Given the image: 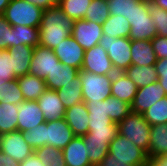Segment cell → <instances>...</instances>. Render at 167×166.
<instances>
[{
    "instance_id": "obj_1",
    "label": "cell",
    "mask_w": 167,
    "mask_h": 166,
    "mask_svg": "<svg viewBox=\"0 0 167 166\" xmlns=\"http://www.w3.org/2000/svg\"><path fill=\"white\" fill-rule=\"evenodd\" d=\"M73 27L74 20L59 6L44 10L39 25V45L54 49L62 40L71 36Z\"/></svg>"
},
{
    "instance_id": "obj_2",
    "label": "cell",
    "mask_w": 167,
    "mask_h": 166,
    "mask_svg": "<svg viewBox=\"0 0 167 166\" xmlns=\"http://www.w3.org/2000/svg\"><path fill=\"white\" fill-rule=\"evenodd\" d=\"M118 133L144 150L149 151L151 125L143 114L130 112L121 122L117 123Z\"/></svg>"
},
{
    "instance_id": "obj_3",
    "label": "cell",
    "mask_w": 167,
    "mask_h": 166,
    "mask_svg": "<svg viewBox=\"0 0 167 166\" xmlns=\"http://www.w3.org/2000/svg\"><path fill=\"white\" fill-rule=\"evenodd\" d=\"M43 10L25 0H10L2 16L11 25L39 27Z\"/></svg>"
},
{
    "instance_id": "obj_4",
    "label": "cell",
    "mask_w": 167,
    "mask_h": 166,
    "mask_svg": "<svg viewBox=\"0 0 167 166\" xmlns=\"http://www.w3.org/2000/svg\"><path fill=\"white\" fill-rule=\"evenodd\" d=\"M83 102L104 101L111 96L113 75H97L88 71L79 72Z\"/></svg>"
},
{
    "instance_id": "obj_5",
    "label": "cell",
    "mask_w": 167,
    "mask_h": 166,
    "mask_svg": "<svg viewBox=\"0 0 167 166\" xmlns=\"http://www.w3.org/2000/svg\"><path fill=\"white\" fill-rule=\"evenodd\" d=\"M131 39L102 36L99 44L107 51L115 72H124L131 66Z\"/></svg>"
},
{
    "instance_id": "obj_6",
    "label": "cell",
    "mask_w": 167,
    "mask_h": 166,
    "mask_svg": "<svg viewBox=\"0 0 167 166\" xmlns=\"http://www.w3.org/2000/svg\"><path fill=\"white\" fill-rule=\"evenodd\" d=\"M109 153L131 166H145L149 163L146 152L119 133L111 141Z\"/></svg>"
},
{
    "instance_id": "obj_7",
    "label": "cell",
    "mask_w": 167,
    "mask_h": 166,
    "mask_svg": "<svg viewBox=\"0 0 167 166\" xmlns=\"http://www.w3.org/2000/svg\"><path fill=\"white\" fill-rule=\"evenodd\" d=\"M130 26L129 38L131 40L151 41L157 35V29L150 17L148 1L142 0L135 7V14L133 15Z\"/></svg>"
},
{
    "instance_id": "obj_8",
    "label": "cell",
    "mask_w": 167,
    "mask_h": 166,
    "mask_svg": "<svg viewBox=\"0 0 167 166\" xmlns=\"http://www.w3.org/2000/svg\"><path fill=\"white\" fill-rule=\"evenodd\" d=\"M0 150L18 163L34 153V149L27 144L22 132L18 130L0 135Z\"/></svg>"
},
{
    "instance_id": "obj_9",
    "label": "cell",
    "mask_w": 167,
    "mask_h": 166,
    "mask_svg": "<svg viewBox=\"0 0 167 166\" xmlns=\"http://www.w3.org/2000/svg\"><path fill=\"white\" fill-rule=\"evenodd\" d=\"M81 70L97 75H113L115 73L107 51L100 44L85 51Z\"/></svg>"
},
{
    "instance_id": "obj_10",
    "label": "cell",
    "mask_w": 167,
    "mask_h": 166,
    "mask_svg": "<svg viewBox=\"0 0 167 166\" xmlns=\"http://www.w3.org/2000/svg\"><path fill=\"white\" fill-rule=\"evenodd\" d=\"M71 36L86 51L98 45L103 36L102 24L90 20H75Z\"/></svg>"
},
{
    "instance_id": "obj_11",
    "label": "cell",
    "mask_w": 167,
    "mask_h": 166,
    "mask_svg": "<svg viewBox=\"0 0 167 166\" xmlns=\"http://www.w3.org/2000/svg\"><path fill=\"white\" fill-rule=\"evenodd\" d=\"M59 62L53 49L38 45L34 47L29 74L45 79Z\"/></svg>"
},
{
    "instance_id": "obj_12",
    "label": "cell",
    "mask_w": 167,
    "mask_h": 166,
    "mask_svg": "<svg viewBox=\"0 0 167 166\" xmlns=\"http://www.w3.org/2000/svg\"><path fill=\"white\" fill-rule=\"evenodd\" d=\"M165 96H167L165 90L158 81L140 87L131 104V110L135 113L144 114L148 108Z\"/></svg>"
},
{
    "instance_id": "obj_13",
    "label": "cell",
    "mask_w": 167,
    "mask_h": 166,
    "mask_svg": "<svg viewBox=\"0 0 167 166\" xmlns=\"http://www.w3.org/2000/svg\"><path fill=\"white\" fill-rule=\"evenodd\" d=\"M53 52L64 65L71 66L78 70L82 69L85 50L72 36L62 40V43L55 47Z\"/></svg>"
},
{
    "instance_id": "obj_14",
    "label": "cell",
    "mask_w": 167,
    "mask_h": 166,
    "mask_svg": "<svg viewBox=\"0 0 167 166\" xmlns=\"http://www.w3.org/2000/svg\"><path fill=\"white\" fill-rule=\"evenodd\" d=\"M75 137L64 118L46 122L45 143L63 150Z\"/></svg>"
},
{
    "instance_id": "obj_15",
    "label": "cell",
    "mask_w": 167,
    "mask_h": 166,
    "mask_svg": "<svg viewBox=\"0 0 167 166\" xmlns=\"http://www.w3.org/2000/svg\"><path fill=\"white\" fill-rule=\"evenodd\" d=\"M18 109V131L24 132L46 122L37 101L24 100Z\"/></svg>"
},
{
    "instance_id": "obj_16",
    "label": "cell",
    "mask_w": 167,
    "mask_h": 166,
    "mask_svg": "<svg viewBox=\"0 0 167 166\" xmlns=\"http://www.w3.org/2000/svg\"><path fill=\"white\" fill-rule=\"evenodd\" d=\"M64 120L75 136H84L89 132V112L84 102L66 108Z\"/></svg>"
},
{
    "instance_id": "obj_17",
    "label": "cell",
    "mask_w": 167,
    "mask_h": 166,
    "mask_svg": "<svg viewBox=\"0 0 167 166\" xmlns=\"http://www.w3.org/2000/svg\"><path fill=\"white\" fill-rule=\"evenodd\" d=\"M46 122L64 118L65 107L58 97L57 91L47 89L37 100Z\"/></svg>"
},
{
    "instance_id": "obj_18",
    "label": "cell",
    "mask_w": 167,
    "mask_h": 166,
    "mask_svg": "<svg viewBox=\"0 0 167 166\" xmlns=\"http://www.w3.org/2000/svg\"><path fill=\"white\" fill-rule=\"evenodd\" d=\"M83 136H75L62 150L66 166H92Z\"/></svg>"
},
{
    "instance_id": "obj_19",
    "label": "cell",
    "mask_w": 167,
    "mask_h": 166,
    "mask_svg": "<svg viewBox=\"0 0 167 166\" xmlns=\"http://www.w3.org/2000/svg\"><path fill=\"white\" fill-rule=\"evenodd\" d=\"M138 87L123 72H115L111 83V96L132 104Z\"/></svg>"
},
{
    "instance_id": "obj_20",
    "label": "cell",
    "mask_w": 167,
    "mask_h": 166,
    "mask_svg": "<svg viewBox=\"0 0 167 166\" xmlns=\"http://www.w3.org/2000/svg\"><path fill=\"white\" fill-rule=\"evenodd\" d=\"M8 51L12 58L13 74L16 78L29 74L34 47L19 44L17 47H9Z\"/></svg>"
},
{
    "instance_id": "obj_21",
    "label": "cell",
    "mask_w": 167,
    "mask_h": 166,
    "mask_svg": "<svg viewBox=\"0 0 167 166\" xmlns=\"http://www.w3.org/2000/svg\"><path fill=\"white\" fill-rule=\"evenodd\" d=\"M155 51L149 40L131 41V65L137 66H155Z\"/></svg>"
},
{
    "instance_id": "obj_22",
    "label": "cell",
    "mask_w": 167,
    "mask_h": 166,
    "mask_svg": "<svg viewBox=\"0 0 167 166\" xmlns=\"http://www.w3.org/2000/svg\"><path fill=\"white\" fill-rule=\"evenodd\" d=\"M80 70L59 62L50 74L44 79L47 89L59 90L79 75Z\"/></svg>"
},
{
    "instance_id": "obj_23",
    "label": "cell",
    "mask_w": 167,
    "mask_h": 166,
    "mask_svg": "<svg viewBox=\"0 0 167 166\" xmlns=\"http://www.w3.org/2000/svg\"><path fill=\"white\" fill-rule=\"evenodd\" d=\"M18 85L22 91L24 100L37 101L38 98L47 90L44 79L34 75L26 74L17 78Z\"/></svg>"
},
{
    "instance_id": "obj_24",
    "label": "cell",
    "mask_w": 167,
    "mask_h": 166,
    "mask_svg": "<svg viewBox=\"0 0 167 166\" xmlns=\"http://www.w3.org/2000/svg\"><path fill=\"white\" fill-rule=\"evenodd\" d=\"M167 151V123L151 126L149 160L158 159Z\"/></svg>"
},
{
    "instance_id": "obj_25",
    "label": "cell",
    "mask_w": 167,
    "mask_h": 166,
    "mask_svg": "<svg viewBox=\"0 0 167 166\" xmlns=\"http://www.w3.org/2000/svg\"><path fill=\"white\" fill-rule=\"evenodd\" d=\"M89 112V129L109 127L114 122L109 118L107 99L97 102H84Z\"/></svg>"
},
{
    "instance_id": "obj_26",
    "label": "cell",
    "mask_w": 167,
    "mask_h": 166,
    "mask_svg": "<svg viewBox=\"0 0 167 166\" xmlns=\"http://www.w3.org/2000/svg\"><path fill=\"white\" fill-rule=\"evenodd\" d=\"M123 73L127 75L138 88L158 81L155 66L140 67L131 65Z\"/></svg>"
},
{
    "instance_id": "obj_27",
    "label": "cell",
    "mask_w": 167,
    "mask_h": 166,
    "mask_svg": "<svg viewBox=\"0 0 167 166\" xmlns=\"http://www.w3.org/2000/svg\"><path fill=\"white\" fill-rule=\"evenodd\" d=\"M12 47L21 45H28L36 47L39 45V27H29L15 25L12 26Z\"/></svg>"
},
{
    "instance_id": "obj_28",
    "label": "cell",
    "mask_w": 167,
    "mask_h": 166,
    "mask_svg": "<svg viewBox=\"0 0 167 166\" xmlns=\"http://www.w3.org/2000/svg\"><path fill=\"white\" fill-rule=\"evenodd\" d=\"M57 94L65 109L83 102L80 75L70 81L69 84L57 90Z\"/></svg>"
},
{
    "instance_id": "obj_29",
    "label": "cell",
    "mask_w": 167,
    "mask_h": 166,
    "mask_svg": "<svg viewBox=\"0 0 167 166\" xmlns=\"http://www.w3.org/2000/svg\"><path fill=\"white\" fill-rule=\"evenodd\" d=\"M130 23L125 17L110 15L102 24L103 35L108 37H127L130 34Z\"/></svg>"
},
{
    "instance_id": "obj_30",
    "label": "cell",
    "mask_w": 167,
    "mask_h": 166,
    "mask_svg": "<svg viewBox=\"0 0 167 166\" xmlns=\"http://www.w3.org/2000/svg\"><path fill=\"white\" fill-rule=\"evenodd\" d=\"M18 105L0 102V135L17 130Z\"/></svg>"
},
{
    "instance_id": "obj_31",
    "label": "cell",
    "mask_w": 167,
    "mask_h": 166,
    "mask_svg": "<svg viewBox=\"0 0 167 166\" xmlns=\"http://www.w3.org/2000/svg\"><path fill=\"white\" fill-rule=\"evenodd\" d=\"M90 3L91 0H59L58 6L70 19L75 21L85 19Z\"/></svg>"
},
{
    "instance_id": "obj_32",
    "label": "cell",
    "mask_w": 167,
    "mask_h": 166,
    "mask_svg": "<svg viewBox=\"0 0 167 166\" xmlns=\"http://www.w3.org/2000/svg\"><path fill=\"white\" fill-rule=\"evenodd\" d=\"M142 0H107L110 15L122 16L131 24L133 15L135 14V7H137Z\"/></svg>"
},
{
    "instance_id": "obj_33",
    "label": "cell",
    "mask_w": 167,
    "mask_h": 166,
    "mask_svg": "<svg viewBox=\"0 0 167 166\" xmlns=\"http://www.w3.org/2000/svg\"><path fill=\"white\" fill-rule=\"evenodd\" d=\"M44 166H66L62 150L53 146H42L34 150Z\"/></svg>"
},
{
    "instance_id": "obj_34",
    "label": "cell",
    "mask_w": 167,
    "mask_h": 166,
    "mask_svg": "<svg viewBox=\"0 0 167 166\" xmlns=\"http://www.w3.org/2000/svg\"><path fill=\"white\" fill-rule=\"evenodd\" d=\"M143 116L151 126L167 123V96L148 108Z\"/></svg>"
},
{
    "instance_id": "obj_35",
    "label": "cell",
    "mask_w": 167,
    "mask_h": 166,
    "mask_svg": "<svg viewBox=\"0 0 167 166\" xmlns=\"http://www.w3.org/2000/svg\"><path fill=\"white\" fill-rule=\"evenodd\" d=\"M24 101L17 79L0 86V102L19 105Z\"/></svg>"
},
{
    "instance_id": "obj_36",
    "label": "cell",
    "mask_w": 167,
    "mask_h": 166,
    "mask_svg": "<svg viewBox=\"0 0 167 166\" xmlns=\"http://www.w3.org/2000/svg\"><path fill=\"white\" fill-rule=\"evenodd\" d=\"M110 16L107 0H91L87 8L85 20L103 24Z\"/></svg>"
},
{
    "instance_id": "obj_37",
    "label": "cell",
    "mask_w": 167,
    "mask_h": 166,
    "mask_svg": "<svg viewBox=\"0 0 167 166\" xmlns=\"http://www.w3.org/2000/svg\"><path fill=\"white\" fill-rule=\"evenodd\" d=\"M86 150L90 153L88 155L92 166H97L104 157L109 153L110 143L107 141L98 140H84Z\"/></svg>"
},
{
    "instance_id": "obj_38",
    "label": "cell",
    "mask_w": 167,
    "mask_h": 166,
    "mask_svg": "<svg viewBox=\"0 0 167 166\" xmlns=\"http://www.w3.org/2000/svg\"><path fill=\"white\" fill-rule=\"evenodd\" d=\"M109 118L116 123L121 122L132 110L131 104L110 96L107 98Z\"/></svg>"
},
{
    "instance_id": "obj_39",
    "label": "cell",
    "mask_w": 167,
    "mask_h": 166,
    "mask_svg": "<svg viewBox=\"0 0 167 166\" xmlns=\"http://www.w3.org/2000/svg\"><path fill=\"white\" fill-rule=\"evenodd\" d=\"M118 134V126L117 123L109 125V127H100L89 129V132L83 136L84 140H98V141H107L111 143V141Z\"/></svg>"
},
{
    "instance_id": "obj_40",
    "label": "cell",
    "mask_w": 167,
    "mask_h": 166,
    "mask_svg": "<svg viewBox=\"0 0 167 166\" xmlns=\"http://www.w3.org/2000/svg\"><path fill=\"white\" fill-rule=\"evenodd\" d=\"M149 13L157 35L167 37V11L149 2Z\"/></svg>"
},
{
    "instance_id": "obj_41",
    "label": "cell",
    "mask_w": 167,
    "mask_h": 166,
    "mask_svg": "<svg viewBox=\"0 0 167 166\" xmlns=\"http://www.w3.org/2000/svg\"><path fill=\"white\" fill-rule=\"evenodd\" d=\"M45 129H46V122L40 124L37 127H34L33 129L22 132L25 141L34 150L39 147L46 146Z\"/></svg>"
},
{
    "instance_id": "obj_42",
    "label": "cell",
    "mask_w": 167,
    "mask_h": 166,
    "mask_svg": "<svg viewBox=\"0 0 167 166\" xmlns=\"http://www.w3.org/2000/svg\"><path fill=\"white\" fill-rule=\"evenodd\" d=\"M17 79L13 74L12 58L8 49L0 50V80L12 81Z\"/></svg>"
},
{
    "instance_id": "obj_43",
    "label": "cell",
    "mask_w": 167,
    "mask_h": 166,
    "mask_svg": "<svg viewBox=\"0 0 167 166\" xmlns=\"http://www.w3.org/2000/svg\"><path fill=\"white\" fill-rule=\"evenodd\" d=\"M12 26L0 15V50L12 47Z\"/></svg>"
},
{
    "instance_id": "obj_44",
    "label": "cell",
    "mask_w": 167,
    "mask_h": 166,
    "mask_svg": "<svg viewBox=\"0 0 167 166\" xmlns=\"http://www.w3.org/2000/svg\"><path fill=\"white\" fill-rule=\"evenodd\" d=\"M151 44L157 59L167 58V37L156 35Z\"/></svg>"
},
{
    "instance_id": "obj_45",
    "label": "cell",
    "mask_w": 167,
    "mask_h": 166,
    "mask_svg": "<svg viewBox=\"0 0 167 166\" xmlns=\"http://www.w3.org/2000/svg\"><path fill=\"white\" fill-rule=\"evenodd\" d=\"M155 68L158 76V82L164 88L167 95V58L157 59Z\"/></svg>"
},
{
    "instance_id": "obj_46",
    "label": "cell",
    "mask_w": 167,
    "mask_h": 166,
    "mask_svg": "<svg viewBox=\"0 0 167 166\" xmlns=\"http://www.w3.org/2000/svg\"><path fill=\"white\" fill-rule=\"evenodd\" d=\"M28 3H31L32 5H35L36 7L41 8L43 11L48 8H53L58 6L59 0H25Z\"/></svg>"
},
{
    "instance_id": "obj_47",
    "label": "cell",
    "mask_w": 167,
    "mask_h": 166,
    "mask_svg": "<svg viewBox=\"0 0 167 166\" xmlns=\"http://www.w3.org/2000/svg\"><path fill=\"white\" fill-rule=\"evenodd\" d=\"M97 166H131V165L125 164V161H120L119 159H115L113 155L108 153Z\"/></svg>"
},
{
    "instance_id": "obj_48",
    "label": "cell",
    "mask_w": 167,
    "mask_h": 166,
    "mask_svg": "<svg viewBox=\"0 0 167 166\" xmlns=\"http://www.w3.org/2000/svg\"><path fill=\"white\" fill-rule=\"evenodd\" d=\"M19 166H44V165L41 163V160L34 152L32 155H30L24 161L19 163Z\"/></svg>"
},
{
    "instance_id": "obj_49",
    "label": "cell",
    "mask_w": 167,
    "mask_h": 166,
    "mask_svg": "<svg viewBox=\"0 0 167 166\" xmlns=\"http://www.w3.org/2000/svg\"><path fill=\"white\" fill-rule=\"evenodd\" d=\"M0 166H19V163L0 150Z\"/></svg>"
},
{
    "instance_id": "obj_50",
    "label": "cell",
    "mask_w": 167,
    "mask_h": 166,
    "mask_svg": "<svg viewBox=\"0 0 167 166\" xmlns=\"http://www.w3.org/2000/svg\"><path fill=\"white\" fill-rule=\"evenodd\" d=\"M151 3L167 11V0H153Z\"/></svg>"
},
{
    "instance_id": "obj_51",
    "label": "cell",
    "mask_w": 167,
    "mask_h": 166,
    "mask_svg": "<svg viewBox=\"0 0 167 166\" xmlns=\"http://www.w3.org/2000/svg\"><path fill=\"white\" fill-rule=\"evenodd\" d=\"M148 164L150 166H167V162L161 161L159 158L158 159L149 160Z\"/></svg>"
},
{
    "instance_id": "obj_52",
    "label": "cell",
    "mask_w": 167,
    "mask_h": 166,
    "mask_svg": "<svg viewBox=\"0 0 167 166\" xmlns=\"http://www.w3.org/2000/svg\"><path fill=\"white\" fill-rule=\"evenodd\" d=\"M10 0H0V15L4 12L5 8L9 5Z\"/></svg>"
},
{
    "instance_id": "obj_53",
    "label": "cell",
    "mask_w": 167,
    "mask_h": 166,
    "mask_svg": "<svg viewBox=\"0 0 167 166\" xmlns=\"http://www.w3.org/2000/svg\"><path fill=\"white\" fill-rule=\"evenodd\" d=\"M161 161L167 162V151L159 158Z\"/></svg>"
},
{
    "instance_id": "obj_54",
    "label": "cell",
    "mask_w": 167,
    "mask_h": 166,
    "mask_svg": "<svg viewBox=\"0 0 167 166\" xmlns=\"http://www.w3.org/2000/svg\"><path fill=\"white\" fill-rule=\"evenodd\" d=\"M6 82H8V81L7 80H0V86L3 85Z\"/></svg>"
}]
</instances>
